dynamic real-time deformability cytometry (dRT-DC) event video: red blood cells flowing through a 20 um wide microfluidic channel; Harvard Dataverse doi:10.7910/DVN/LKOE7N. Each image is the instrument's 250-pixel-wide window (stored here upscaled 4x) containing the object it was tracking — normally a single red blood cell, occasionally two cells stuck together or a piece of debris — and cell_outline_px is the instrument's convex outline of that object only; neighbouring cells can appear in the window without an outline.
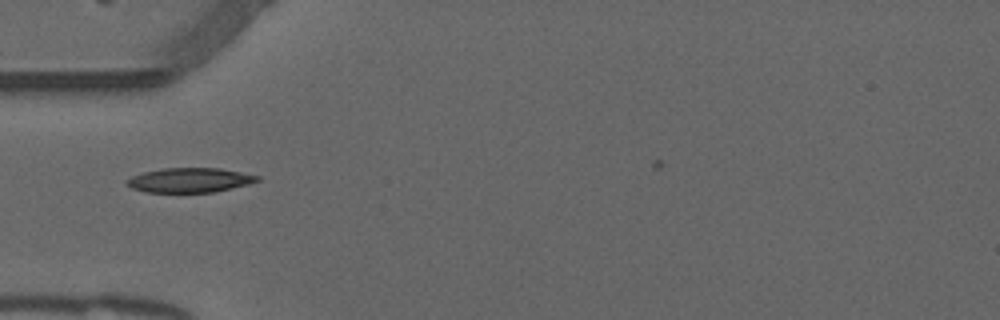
{"species": "common noctule bat (a hibernating species)", "species_latin": "Nyctalus noctula", "temperature_condition": "warm", "stored_images_in_passage": 30, "camera_frame_rate_fps": 3000, "um_per_image_px": 0.085, "animal": {"sex": "male", "forearm_length_mm": 52.5}, "frame": {"image": 1, "passage_image": 1, "time_ms": 0.0, "image_size_px": [1000, 320], "cell_outline_px": [[260, 180], [248, 184], [232, 188], [212, 192], [144, 192], [132, 188], [124, 184], [124, 180], [132, 176], [144, 172], [164, 168], [220, 168], [260, 176]], "centroid_in_image_um": [16.09, 15.31], "position_along_channel_um": 68.9, "area_um2": 18.67}}
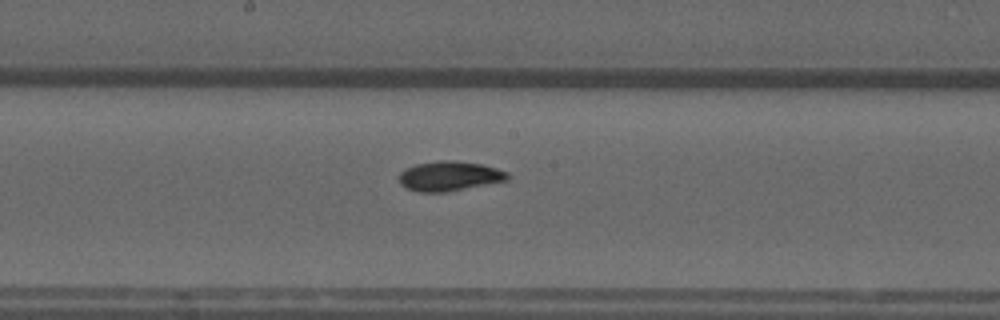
{"frame": {"image": 2, "passage_image": 12, "time_ms": 3.667, "image_size_px": [1000, 320], "cell_outline_px": [[508, 180], [448, 192], [416, 192], [400, 184], [400, 172], [404, 168], [416, 164], [440, 160], [456, 160], [480, 164], [496, 168], [508, 172]], "centroid_in_image_um": [38.19, 14.96], "position_along_channel_um": 210.0, "area_um2": 18.84}}
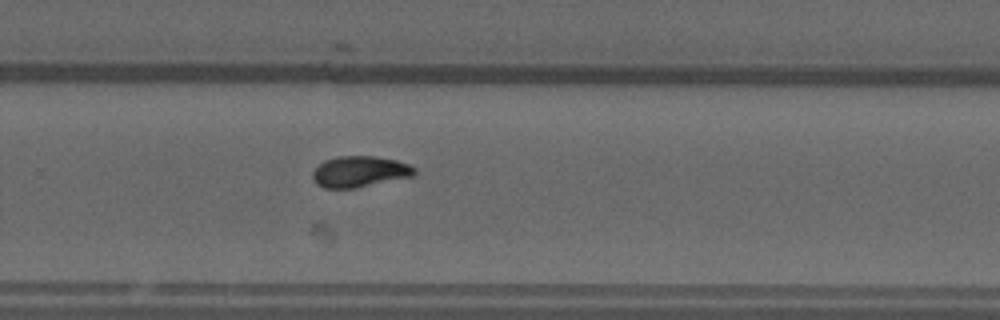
{"frame": {"image": 3, "passage_image": 19, "time_ms": 6.0, "image_size_px": [1000, 320], "cell_outline_px": [[416, 172], [412, 176], [352, 188], [324, 188], [316, 184], [312, 176], [312, 172], [324, 160], [336, 156], [376, 156], [396, 160], [408, 164], [416, 168]], "centroid_in_image_um": [30.55, 14.57], "position_along_channel_um": 299.3, "area_um2": 18.26}, "authors_computed_cell_mechanics": {"area_um2": 18.0914, "velocity_mm_per_s": 3.8382, "shape_relaxation_time_tau1_ms": 5.3911, "shape_relaxation_time_tau2_ms": 2.9133, "deformation_change_tau1": 0.1479, "deformation_change_tau2": 0.0585}}